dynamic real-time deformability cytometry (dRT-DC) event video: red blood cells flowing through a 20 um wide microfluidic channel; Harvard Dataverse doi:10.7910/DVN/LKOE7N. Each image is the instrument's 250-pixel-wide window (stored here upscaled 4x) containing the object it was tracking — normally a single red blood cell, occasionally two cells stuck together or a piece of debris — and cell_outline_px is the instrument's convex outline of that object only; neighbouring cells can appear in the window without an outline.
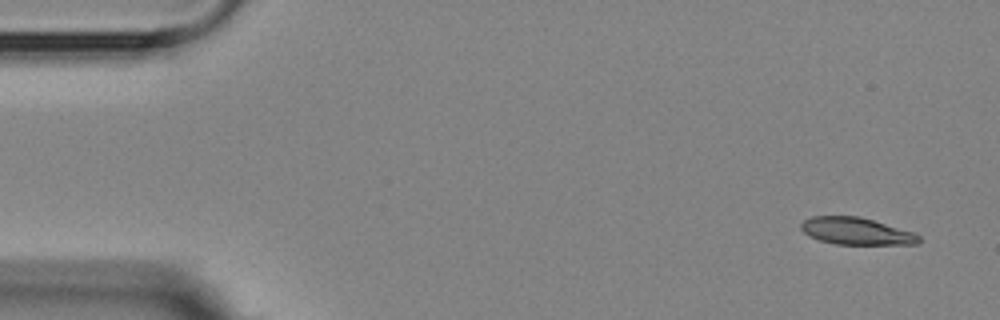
{"species": "Egyptian fruit bat (a non-hibernating species)", "species_latin": "Rousettus aegyptiacus", "temperature_condition": "room temperature", "stored_images_in_passage": 3, "camera_frame_rate_fps": 3000, "um_per_image_px": 0.085, "animal": {"sex": "female"}, "frame": {"image": 1, "passage_image": 1, "time_ms": 0.0, "image_size_px": [1000, 320], "cell_outline_px": [[920, 244], [836, 244], [820, 240], [804, 232], [800, 228], [800, 224], [804, 220], [812, 216], [860, 216], [912, 232], [920, 236]], "centroid_in_image_um": [72.78, 19.64], "position_along_channel_um": 12.2, "area_um2": 18.38}}
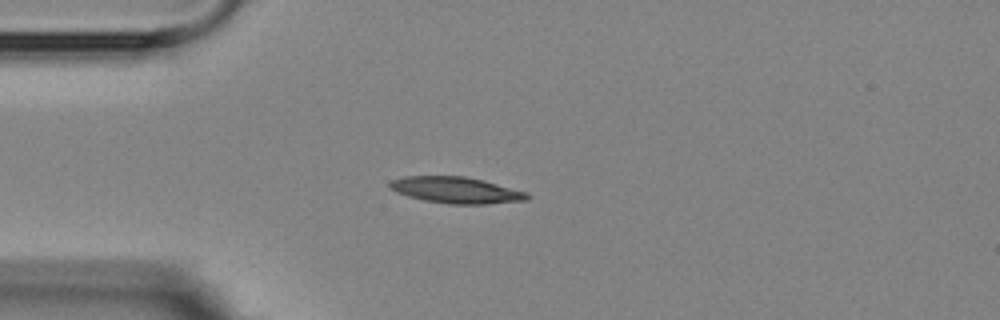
{"frame": {"image": 2, "passage_image": 3, "time_ms": 3.667, "image_size_px": [1000, 320], "cell_outline_px": [[532, 196], [528, 200], [488, 204], [448, 204], [424, 200], [408, 196], [396, 192], [388, 188], [388, 184], [392, 180], [404, 176], [464, 176], [484, 180], [528, 192]], "centroid_in_image_um": [38.8, 16.16], "position_along_channel_um": 46.2, "area_um2": 21.33}}